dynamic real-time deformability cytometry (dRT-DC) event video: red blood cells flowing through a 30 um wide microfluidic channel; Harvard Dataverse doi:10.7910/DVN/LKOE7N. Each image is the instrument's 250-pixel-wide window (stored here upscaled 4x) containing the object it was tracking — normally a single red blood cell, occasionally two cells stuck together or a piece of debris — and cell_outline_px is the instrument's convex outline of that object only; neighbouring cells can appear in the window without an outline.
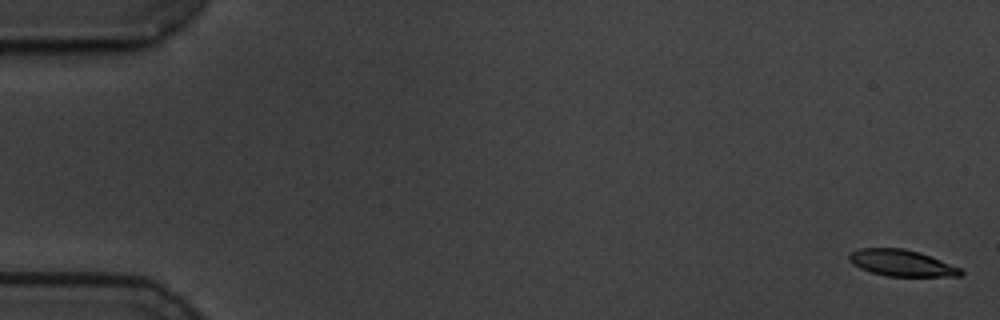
{"species": "common noctule bat (a hibernating species)", "species_latin": "Nyctalus noctula", "temperature_condition": "cold", "stored_images_in_passage": 58, "camera_frame_rate_fps": 3000, "um_per_image_px": 0.085, "animal": {"sex": "male", "body_mass_g": 19.5, "forearm_length_mm": 54.6}, "frame": {"image": 1, "passage_image": 1, "time_ms": 0.0, "image_size_px": [1000, 320], "cell_outline_px": [[964, 272], [960, 276], [888, 276], [872, 272], [860, 268], [848, 260], [848, 256], [852, 252], [860, 248], [904, 248], [920, 252], [960, 268]], "centroid_in_image_um": [76.63, 22.35], "position_along_channel_um": 8.4, "area_um2": 16.99}}
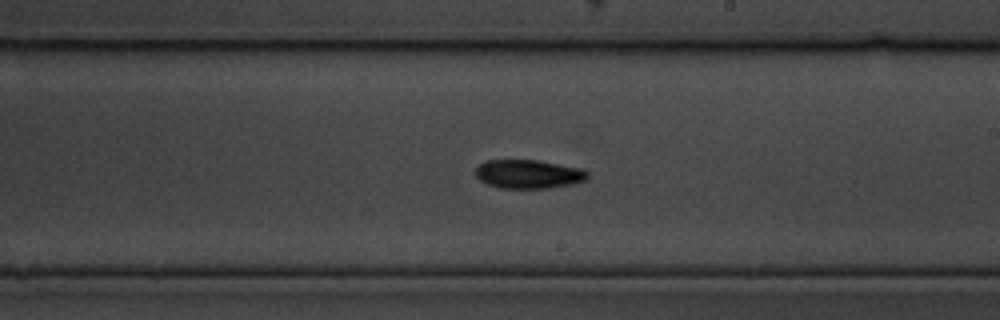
{"frame": {"image": 2, "passage_image": 34, "time_ms": 11.0, "image_size_px": [1000, 320], "cell_outline_px": [[588, 180], [572, 184], [548, 188], [500, 188], [488, 184], [480, 180], [476, 176], [476, 168], [480, 164], [488, 160], [540, 160], [584, 168], [588, 172]], "centroid_in_image_um": [44.98, 14.79], "position_along_channel_um": 244.0, "area_um2": 18.96}}
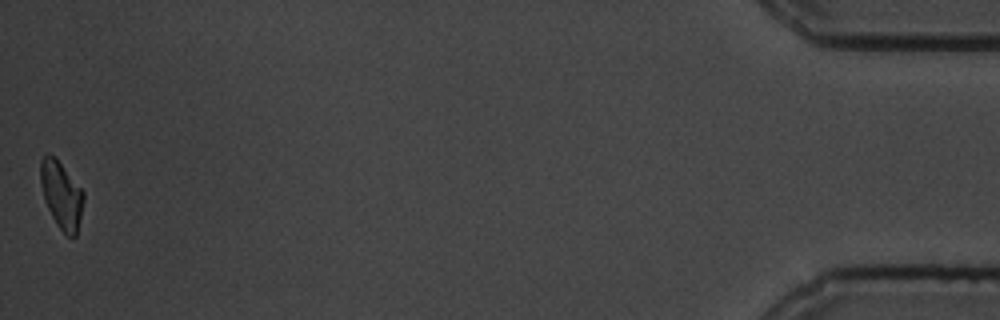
{"frame": {"image": 3, "passage_image": 58, "time_ms": 19.0, "image_size_px": [1000, 320], "cell_outline_px": [[84, 200], [76, 236], [68, 236], [56, 224], [44, 200], [40, 184], [40, 160], [48, 152], [56, 156], [84, 192]], "centroid_in_image_um": [5.2, 16.51], "position_along_channel_um": 430.0, "area_um2": 16.99}, "authors_computed_cell_mechanics": {"area_um2": 18.3515, "velocity_mm_per_s": 3.4601, "shape_relaxation_time_tau1_ms": 5.4141, "shape_relaxation_time_tau2_ms": null, "deformation_change_tau1": 0.1541, "deformation_change_tau2": null}}